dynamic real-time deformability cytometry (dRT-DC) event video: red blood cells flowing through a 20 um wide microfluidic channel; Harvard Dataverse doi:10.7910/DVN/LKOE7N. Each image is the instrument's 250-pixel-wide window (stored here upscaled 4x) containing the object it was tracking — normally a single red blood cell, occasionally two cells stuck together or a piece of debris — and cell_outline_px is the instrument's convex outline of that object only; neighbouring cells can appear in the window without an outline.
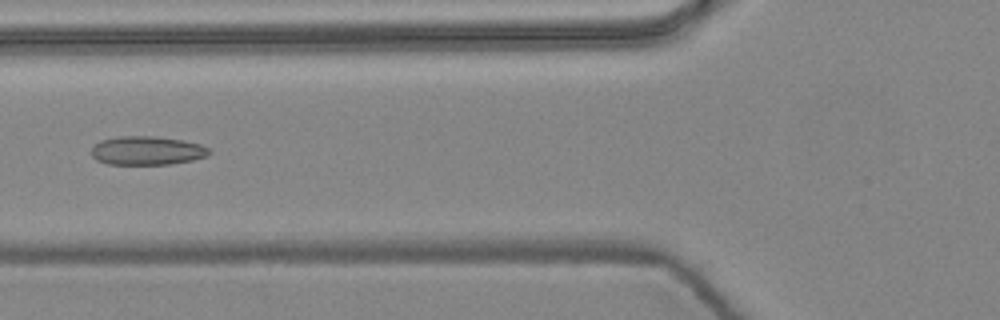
{"species": "common noctule bat (a hibernating species)", "species_latin": "Nyctalus noctula", "temperature_condition": "warm", "stored_images_in_passage": 6, "camera_frame_rate_fps": 3000, "um_per_image_px": 0.085, "animal": {"sex": "female", "body_mass_g": 24.6, "forearm_length_mm": 56.2}, "frame": {"image": 1, "passage_image": 6, "time_ms": 1.667, "image_size_px": [1000, 320], "cell_outline_px": [[212, 152], [208, 156], [192, 160], [168, 164], [108, 164], [96, 160], [92, 156], [92, 148], [100, 140], [120, 136], [152, 136], [184, 140], [200, 144], [208, 148]], "centroid_in_image_um": [12.51, 12.8], "position_along_channel_um": 113.3, "area_um2": 19.71}}